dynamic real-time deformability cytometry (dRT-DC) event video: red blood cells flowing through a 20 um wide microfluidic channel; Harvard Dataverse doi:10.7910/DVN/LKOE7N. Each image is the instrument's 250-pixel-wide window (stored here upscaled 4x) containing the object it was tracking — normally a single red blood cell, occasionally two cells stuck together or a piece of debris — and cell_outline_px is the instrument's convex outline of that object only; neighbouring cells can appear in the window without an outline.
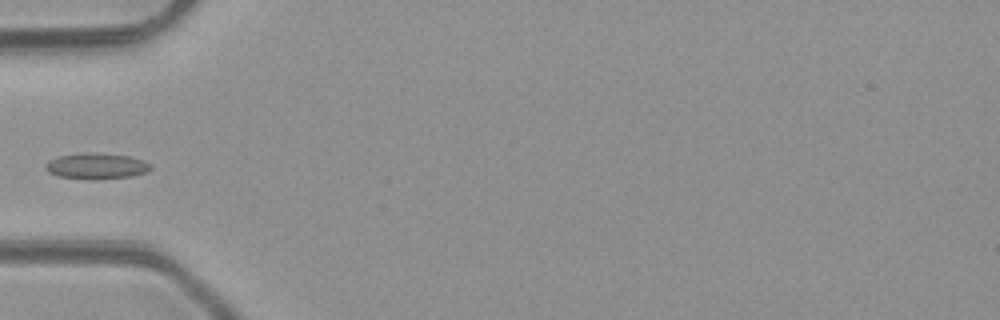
{"species": "common noctule bat (a hibernating species)", "species_latin": "Nyctalus noctula", "temperature_condition": "room temperature", "stored_images_in_passage": 5, "camera_frame_rate_fps": 3000, "um_per_image_px": 0.085, "animal": {"sex": "male", "body_mass_g": 23.1, "forearm_length_mm": 52.7}, "frame": {"image": 1, "passage_image": 4, "time_ms": 3.667, "image_size_px": [1000, 320], "cell_outline_px": [[152, 168], [148, 172], [132, 176], [100, 180], [88, 180], [60, 176], [48, 172], [44, 168], [44, 164], [48, 160], [56, 156], [80, 152], [96, 152], [128, 156], [144, 160], [152, 164]], "centroid_in_image_um": [8.19, 14.11], "position_along_channel_um": 76.8, "area_um2": 16.47}}
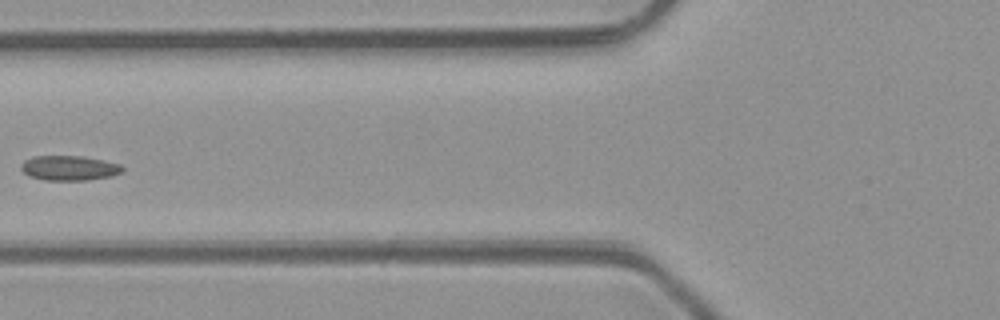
{"frame": {"image": 2, "passage_image": 5, "time_ms": 4.667, "image_size_px": [1000, 320], "cell_outline_px": [[124, 172], [112, 176], [88, 180], [44, 180], [28, 176], [20, 168], [20, 164], [24, 160], [32, 156], [84, 156], [104, 160], [120, 164], [124, 168]], "centroid_in_image_um": [5.89, 14.28], "position_along_channel_um": 119.9, "area_um2": 14.91}}